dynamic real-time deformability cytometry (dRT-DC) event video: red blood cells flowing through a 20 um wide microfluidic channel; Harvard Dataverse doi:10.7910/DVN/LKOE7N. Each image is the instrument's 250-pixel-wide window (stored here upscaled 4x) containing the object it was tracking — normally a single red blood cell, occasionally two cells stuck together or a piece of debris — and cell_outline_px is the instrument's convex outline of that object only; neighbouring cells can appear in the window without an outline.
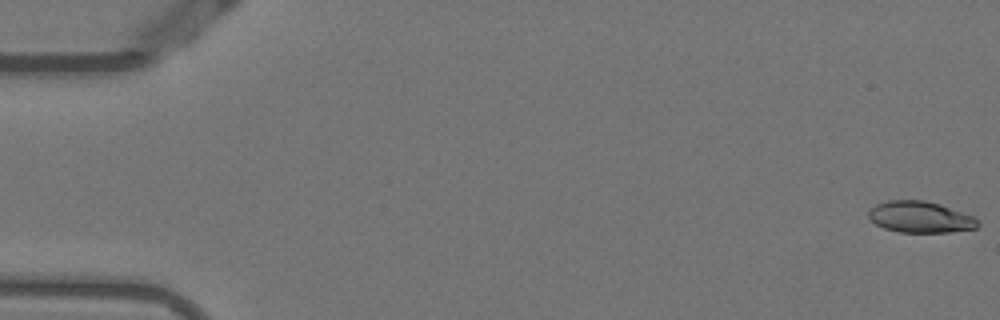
{"species": "Egyptian fruit bat (a non-hibernating species)", "species_latin": "Rousettus aegyptiacus", "temperature_condition": "warm", "stored_images_in_passage": 7, "camera_frame_rate_fps": 3000, "um_per_image_px": 0.085, "animal": {"sex": "female"}, "frame": {"image": 1, "passage_image": 1, "time_ms": 0.0, "image_size_px": [1000, 320], "cell_outline_px": [[980, 224], [976, 228], [952, 232], [900, 232], [884, 228], [876, 224], [868, 216], [868, 212], [876, 204], [888, 200], [924, 200], [940, 204], [976, 216], [980, 220]], "centroid_in_image_um": [78.28, 18.44], "position_along_channel_um": 6.7, "area_um2": 20.11}}